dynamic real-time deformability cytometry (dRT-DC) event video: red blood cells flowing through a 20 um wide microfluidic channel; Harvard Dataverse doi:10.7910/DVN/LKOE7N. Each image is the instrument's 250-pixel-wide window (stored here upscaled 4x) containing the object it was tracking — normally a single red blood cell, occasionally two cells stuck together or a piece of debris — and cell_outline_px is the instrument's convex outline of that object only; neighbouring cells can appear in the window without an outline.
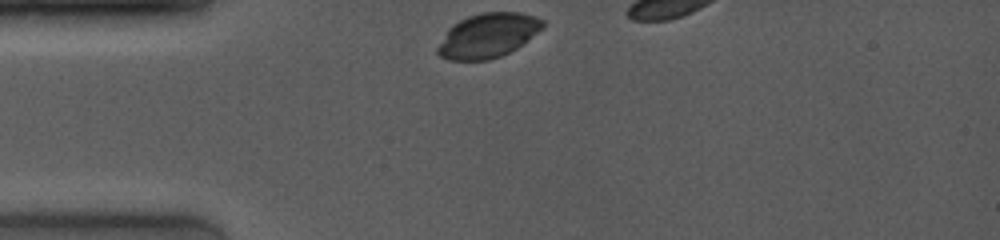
{"species": "common noctule bat (a hibernating species)", "species_latin": "Nyctalus noctula", "temperature_condition": "room temperature", "stored_images_in_passage": 26, "camera_frame_rate_fps": 4000, "um_per_image_px": 0.085, "animal": {"sex": "female", "body_mass_g": 19.0, "forearm_length_mm": 53.3}, "frame": {"image": 1, "passage_image": 1, "time_ms": 0.0, "image_size_px": [1000, 240], "cell_outline_px": [[544, 28], [528, 40], [516, 48], [500, 56], [488, 60], [448, 60], [440, 56], [436, 52], [436, 48], [448, 28], [452, 24], [468, 16], [484, 12], [520, 12], [544, 20]], "centroid_in_image_um": [41.45, 3.02], "position_along_channel_um": 43.5, "area_um2": 27.17}}
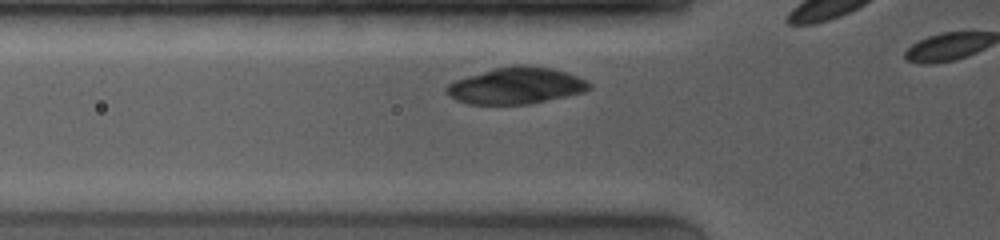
{"frame": {"image": 2, "passage_image": 7, "time_ms": 1.5, "image_size_px": [1000, 240], "cell_outline_px": [[592, 88], [584, 92], [528, 104], [468, 104], [456, 100], [448, 96], [444, 92], [444, 88], [448, 84], [456, 80], [468, 76], [496, 68], [512, 64], [528, 64], [552, 68], [568, 72], [592, 84]], "centroid_in_image_um": [43.86, 7.28], "position_along_channel_um": 81.9, "area_um2": 30.52}}
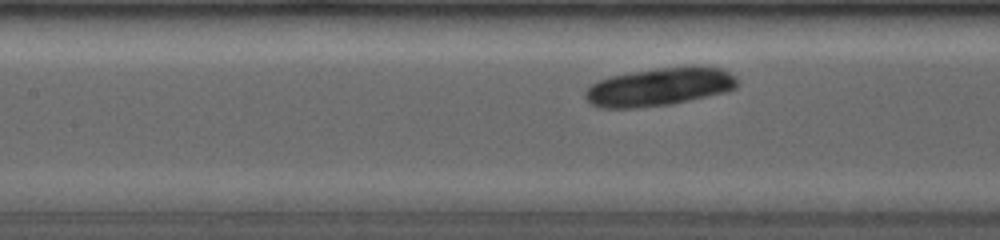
{"frame": {"image": 3, "passage_image": 14, "time_ms": 3.25, "image_size_px": [1000, 240], "cell_outline_px": [[740, 84], [736, 88], [728, 92], [672, 104], [632, 108], [600, 108], [592, 104], [584, 96], [584, 92], [592, 84], [600, 80], [612, 76], [632, 72], [660, 68], [696, 64], [700, 64], [720, 68], [736, 76]], "centroid_in_image_um": [56.14, 7.37], "position_along_channel_um": 151.3, "area_um2": 34.22}}